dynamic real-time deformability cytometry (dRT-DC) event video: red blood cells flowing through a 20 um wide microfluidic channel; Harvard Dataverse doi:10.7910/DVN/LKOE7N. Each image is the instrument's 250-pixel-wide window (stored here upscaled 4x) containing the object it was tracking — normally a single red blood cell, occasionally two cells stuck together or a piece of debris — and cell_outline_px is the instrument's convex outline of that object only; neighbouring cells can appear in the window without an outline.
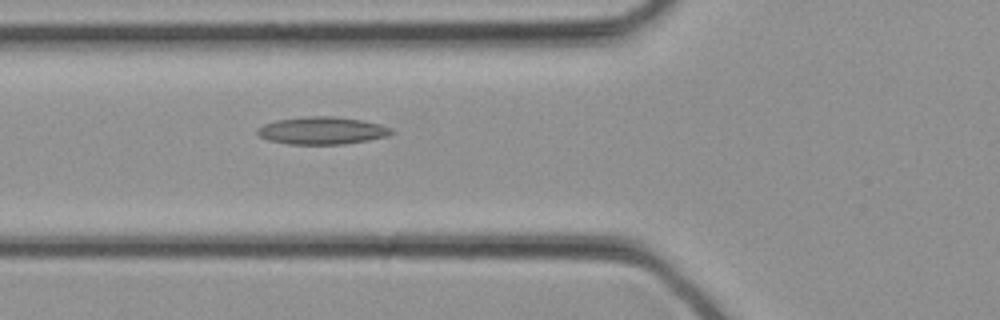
{"species": "common noctule bat (a hibernating species)", "species_latin": "Nyctalus noctula", "temperature_condition": "cold", "stored_images_in_passage": 12, "camera_frame_rate_fps": 3000, "um_per_image_px": 0.085, "animal": {"sex": "female", "body_mass_g": 21.9}, "frame": {"image": 1, "passage_image": 12, "time_ms": 3.667, "image_size_px": [1000, 320], "cell_outline_px": [[396, 132], [388, 136], [368, 140], [344, 144], [288, 144], [268, 140], [260, 136], [256, 132], [256, 128], [264, 124], [276, 120], [308, 116], [336, 116], [364, 120], [380, 124], [392, 128]], "centroid_in_image_um": [27.4, 11.09], "position_along_channel_um": 98.4, "area_um2": 21.68}}